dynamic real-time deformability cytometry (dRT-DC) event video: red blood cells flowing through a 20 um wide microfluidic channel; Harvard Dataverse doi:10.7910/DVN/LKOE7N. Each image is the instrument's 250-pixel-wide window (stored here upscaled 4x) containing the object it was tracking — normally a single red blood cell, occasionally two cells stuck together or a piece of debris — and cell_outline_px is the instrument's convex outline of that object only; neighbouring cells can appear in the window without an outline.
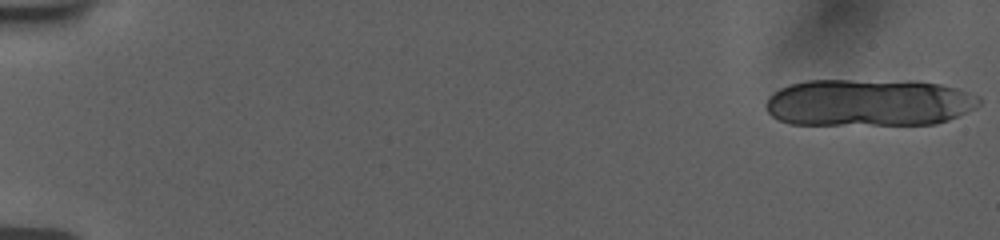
{"species": "human", "species_latin": "Homo sapiens", "temperature_condition": "room temperature", "stored_images_in_passage": 18, "camera_frame_rate_fps": 3000, "um_per_image_px": 0.085, "donor": {"sex": "female"}, "frame": {"image": 1, "passage_image": 1, "time_ms": 0.0, "image_size_px": [1000, 240], "cell_outline_px": [[980, 104], [976, 108], [948, 120], [936, 124], [792, 124], [780, 120], [772, 116], [768, 112], [764, 104], [768, 96], [772, 92], [780, 88], [792, 84], [808, 80], [916, 80], [940, 84], [956, 88], [980, 96]], "centroid_in_image_um": [73.86, 8.71], "position_along_channel_um": 11.1, "area_um2": 59.25}}